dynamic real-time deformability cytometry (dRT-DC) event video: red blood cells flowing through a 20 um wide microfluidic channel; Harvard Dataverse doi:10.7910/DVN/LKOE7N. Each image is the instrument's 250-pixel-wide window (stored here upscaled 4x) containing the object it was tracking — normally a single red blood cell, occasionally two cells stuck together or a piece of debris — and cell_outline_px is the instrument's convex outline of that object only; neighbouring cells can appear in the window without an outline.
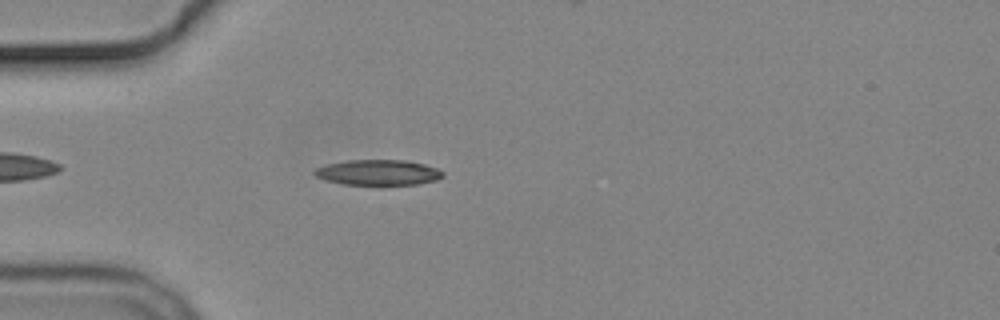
{"species": "common noctule bat (a hibernating species)", "species_latin": "Nyctalus noctula", "temperature_condition": "cold", "stored_images_in_passage": 3, "camera_frame_rate_fps": 3000, "um_per_image_px": 0.085, "animal": {"sex": "male", "body_mass_g": 19.2, "forearm_length_mm": 51.8}, "frame": {"image": 1, "passage_image": 3, "time_ms": 2.0, "image_size_px": [1000, 320], "cell_outline_px": [[444, 176], [436, 180], [416, 184], [380, 188], [344, 184], [324, 180], [316, 176], [312, 172], [316, 168], [328, 164], [348, 160], [404, 160], [424, 164], [436, 168], [444, 172]], "centroid_in_image_um": [32.15, 14.71], "position_along_channel_um": 52.9, "area_um2": 19.88}}